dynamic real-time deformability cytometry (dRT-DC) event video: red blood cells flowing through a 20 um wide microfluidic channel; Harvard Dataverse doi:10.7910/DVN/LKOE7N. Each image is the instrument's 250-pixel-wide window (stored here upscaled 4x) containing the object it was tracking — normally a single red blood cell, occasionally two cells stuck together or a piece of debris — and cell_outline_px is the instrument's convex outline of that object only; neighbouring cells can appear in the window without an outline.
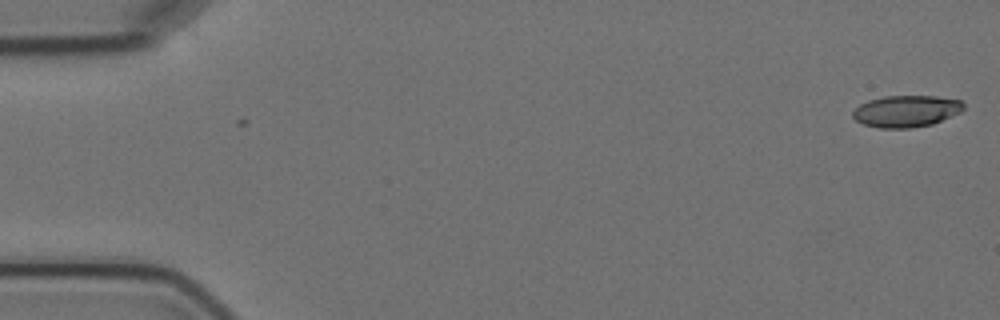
{"species": "Egyptian fruit bat (a non-hibernating species)", "species_latin": "Rousettus aegyptiacus", "temperature_condition": "cold", "stored_images_in_passage": 6, "camera_frame_rate_fps": 3000, "um_per_image_px": 0.085, "animal": {"sex": "female"}, "frame": {"image": 1, "passage_image": 1, "time_ms": 0.0, "image_size_px": [1000, 320], "cell_outline_px": [[964, 108], [960, 112], [932, 124], [912, 128], [880, 128], [864, 124], [856, 120], [852, 116], [852, 112], [860, 104], [868, 100], [884, 96], [936, 96], [960, 100], [964, 104]], "centroid_in_image_um": [77.02, 9.45], "position_along_channel_um": 8.0, "area_um2": 20.4}}
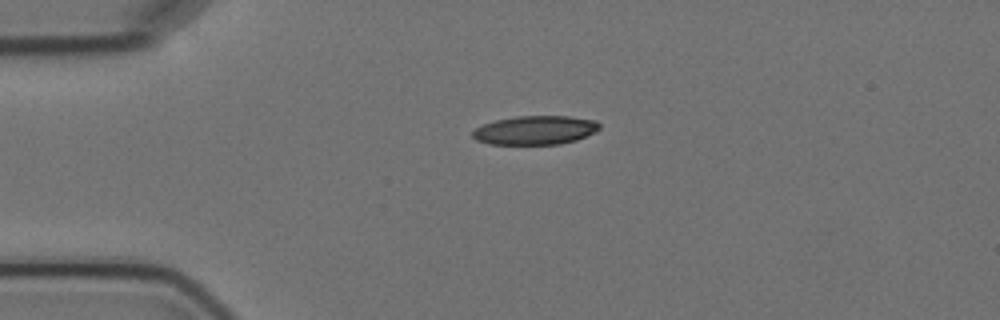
{"frame": {"image": 2, "passage_image": 4, "time_ms": 4.0, "image_size_px": [1000, 320], "cell_outline_px": [[600, 128], [596, 132], [576, 140], [560, 144], [488, 144], [476, 140], [472, 136], [472, 132], [476, 128], [484, 124], [496, 120], [516, 116], [568, 116], [596, 120], [600, 124]], "centroid_in_image_um": [45.51, 11.06], "position_along_channel_um": 39.5, "area_um2": 21.39}}
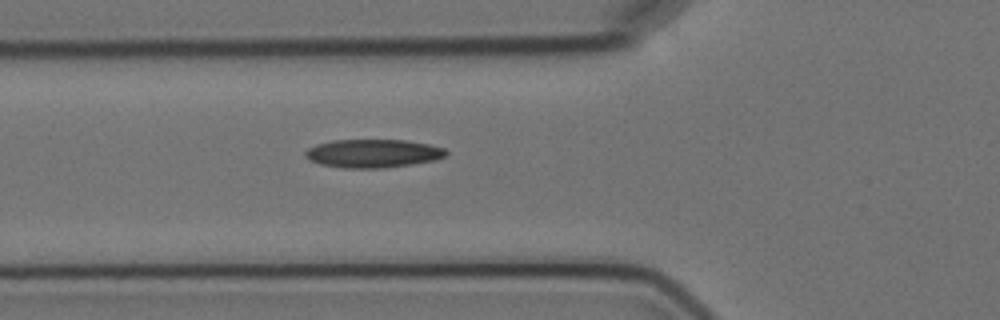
{"frame": {"image": 3, "passage_image": 6, "time_ms": 6.333, "image_size_px": [1000, 320], "cell_outline_px": [[448, 152], [444, 156], [436, 160], [412, 164], [384, 168], [344, 168], [320, 164], [308, 160], [304, 156], [304, 152], [308, 148], [316, 144], [332, 140], [404, 140], [428, 144], [444, 148]], "centroid_in_image_um": [31.67, 13.04], "position_along_channel_um": 94.1, "area_um2": 23.35}}